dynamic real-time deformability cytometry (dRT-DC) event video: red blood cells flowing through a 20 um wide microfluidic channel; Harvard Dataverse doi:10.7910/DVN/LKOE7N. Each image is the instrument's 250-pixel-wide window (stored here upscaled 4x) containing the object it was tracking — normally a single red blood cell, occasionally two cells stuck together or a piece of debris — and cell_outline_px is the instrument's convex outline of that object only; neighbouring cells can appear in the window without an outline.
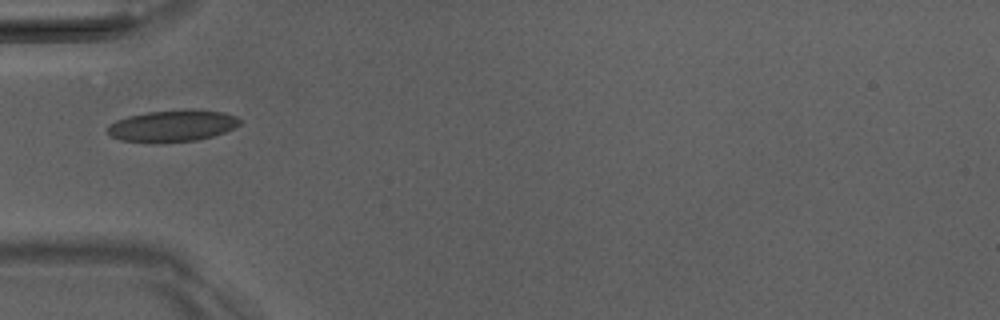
{"species": "Egyptian fruit bat (a non-hibernating species)", "species_latin": "Rousettus aegyptiacus", "temperature_condition": "room temperature", "stored_images_in_passage": 35, "camera_frame_rate_fps": 3000, "um_per_image_px": 0.085, "animal": {"sex": "male"}, "frame": {"image": 1, "passage_image": 1, "time_ms": 0.0, "image_size_px": [1000, 320], "cell_outline_px": [[240, 124], [224, 132], [212, 136], [196, 140], [120, 140], [112, 136], [108, 132], [108, 124], [116, 120], [128, 116], [148, 112], [224, 112], [236, 116], [240, 120]], "centroid_in_image_um": [14.64, 10.69], "position_along_channel_um": 70.4, "area_um2": 22.54}}
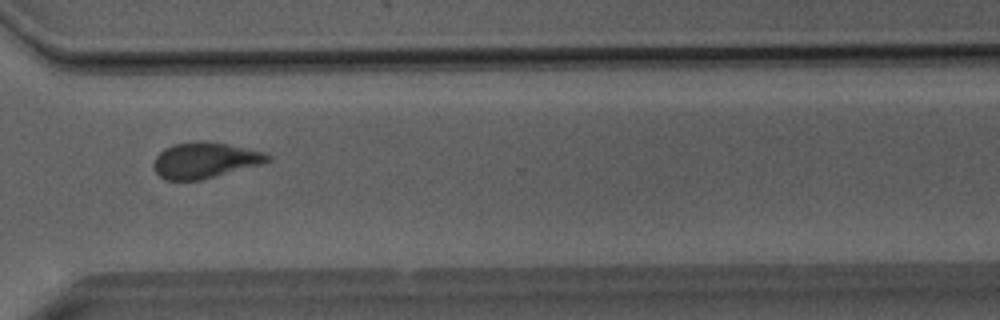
{"frame": {"image": 2, "passage_image": 22, "time_ms": 7.0, "image_size_px": [1000, 320], "cell_outline_px": [[272, 160], [264, 164], [200, 180], [164, 180], [156, 172], [152, 164], [156, 156], [164, 148], [172, 144], [196, 140], [204, 140], [228, 144], [264, 152], [272, 156]], "centroid_in_image_um": [17.43, 13.61], "position_along_channel_um": 353.2, "area_um2": 24.16}}
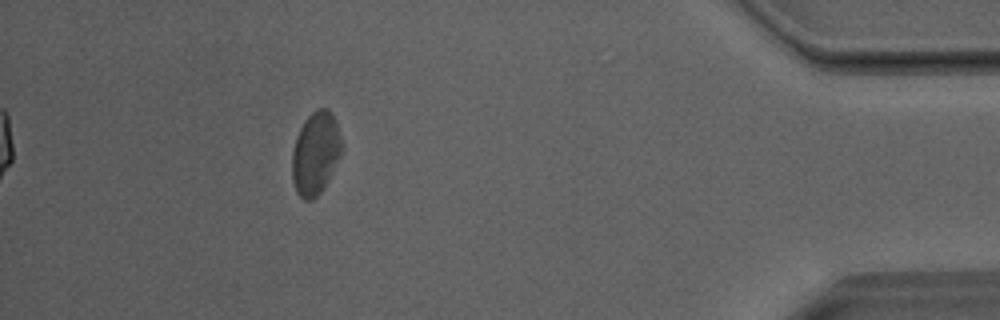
{"frame": {"image": 3, "passage_image": 30, "time_ms": 9.667, "image_size_px": [1000, 320], "cell_outline_px": [[344, 148], [324, 188], [312, 200], [304, 200], [296, 192], [292, 180], [292, 152], [296, 136], [300, 128], [308, 116], [316, 108], [328, 108], [332, 112], [336, 120]], "centroid_in_image_um": [26.83, 13.01], "position_along_channel_um": 408.4, "area_um2": 24.22}, "authors_computed_cell_mechanics": {"area_um2": 23.9292, "velocity_mm_per_s": 4.0417, "shape_relaxation_time_tau1_ms": 9.51, "shape_relaxation_time_tau2_ms": 2.5132, "deformation_change_tau1": 0.1528, "deformation_change_tau2": 0.0842}}